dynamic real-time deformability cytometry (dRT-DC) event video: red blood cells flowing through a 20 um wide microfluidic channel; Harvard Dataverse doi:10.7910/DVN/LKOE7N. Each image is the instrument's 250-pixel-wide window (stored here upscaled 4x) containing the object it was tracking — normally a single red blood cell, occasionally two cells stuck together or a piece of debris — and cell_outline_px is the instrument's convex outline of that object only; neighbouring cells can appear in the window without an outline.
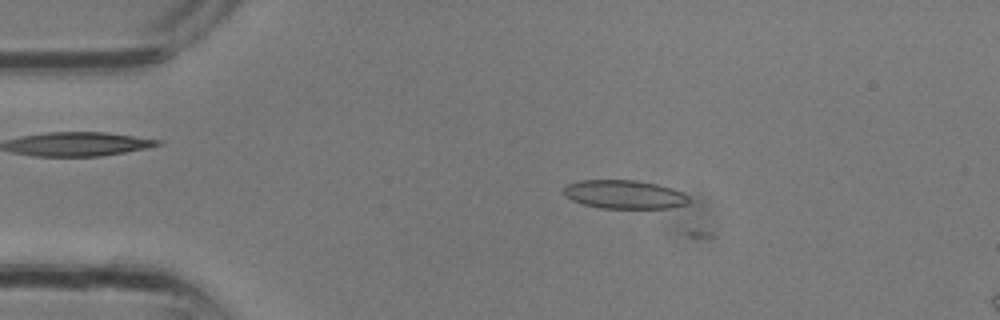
{"species": "common noctule bat (a hibernating species)", "species_latin": "Nyctalus noctula", "temperature_condition": "room temperature", "stored_images_in_passage": 6, "camera_frame_rate_fps": 3000, "um_per_image_px": 0.085, "animal": {"sex": "male", "body_mass_g": 13.3}, "frame": {"image": 1, "passage_image": 5, "time_ms": 1.333, "image_size_px": [1000, 320], "cell_outline_px": [[692, 200], [688, 204], [672, 208], [600, 208], [584, 204], [572, 200], [564, 196], [564, 188], [568, 184], [580, 180], [636, 180], [656, 184], [672, 188], [684, 192]], "centroid_in_image_um": [53.12, 16.53], "position_along_channel_um": 31.9, "area_um2": 21.04}}